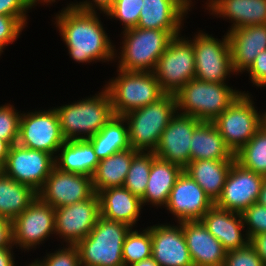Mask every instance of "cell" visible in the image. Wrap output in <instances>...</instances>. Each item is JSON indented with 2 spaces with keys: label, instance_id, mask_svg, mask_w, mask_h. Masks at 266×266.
<instances>
[{
  "label": "cell",
  "instance_id": "29",
  "mask_svg": "<svg viewBox=\"0 0 266 266\" xmlns=\"http://www.w3.org/2000/svg\"><path fill=\"white\" fill-rule=\"evenodd\" d=\"M58 153L59 156L54 157L55 167L65 172L92 177L99 163L93 145L87 139L65 141Z\"/></svg>",
  "mask_w": 266,
  "mask_h": 266
},
{
  "label": "cell",
  "instance_id": "23",
  "mask_svg": "<svg viewBox=\"0 0 266 266\" xmlns=\"http://www.w3.org/2000/svg\"><path fill=\"white\" fill-rule=\"evenodd\" d=\"M201 222L226 251L236 250L250 241L246 233H241L245 226L240 213L219 208L214 204L203 215Z\"/></svg>",
  "mask_w": 266,
  "mask_h": 266
},
{
  "label": "cell",
  "instance_id": "50",
  "mask_svg": "<svg viewBox=\"0 0 266 266\" xmlns=\"http://www.w3.org/2000/svg\"><path fill=\"white\" fill-rule=\"evenodd\" d=\"M129 266H160V265L151 257L145 260H141L140 262L131 264Z\"/></svg>",
  "mask_w": 266,
  "mask_h": 266
},
{
  "label": "cell",
  "instance_id": "11",
  "mask_svg": "<svg viewBox=\"0 0 266 266\" xmlns=\"http://www.w3.org/2000/svg\"><path fill=\"white\" fill-rule=\"evenodd\" d=\"M65 141L55 107L48 111L21 113L19 145L54 157Z\"/></svg>",
  "mask_w": 266,
  "mask_h": 266
},
{
  "label": "cell",
  "instance_id": "17",
  "mask_svg": "<svg viewBox=\"0 0 266 266\" xmlns=\"http://www.w3.org/2000/svg\"><path fill=\"white\" fill-rule=\"evenodd\" d=\"M201 122L195 117L176 113L161 134L155 156L184 169L191 161L190 139Z\"/></svg>",
  "mask_w": 266,
  "mask_h": 266
},
{
  "label": "cell",
  "instance_id": "41",
  "mask_svg": "<svg viewBox=\"0 0 266 266\" xmlns=\"http://www.w3.org/2000/svg\"><path fill=\"white\" fill-rule=\"evenodd\" d=\"M67 247L58 249L54 253L47 254L41 261L35 262L39 266H80V256L76 245H66Z\"/></svg>",
  "mask_w": 266,
  "mask_h": 266
},
{
  "label": "cell",
  "instance_id": "21",
  "mask_svg": "<svg viewBox=\"0 0 266 266\" xmlns=\"http://www.w3.org/2000/svg\"><path fill=\"white\" fill-rule=\"evenodd\" d=\"M191 0H143L138 28L180 31Z\"/></svg>",
  "mask_w": 266,
  "mask_h": 266
},
{
  "label": "cell",
  "instance_id": "32",
  "mask_svg": "<svg viewBox=\"0 0 266 266\" xmlns=\"http://www.w3.org/2000/svg\"><path fill=\"white\" fill-rule=\"evenodd\" d=\"M37 192L0 171V215L14 220L36 198Z\"/></svg>",
  "mask_w": 266,
  "mask_h": 266
},
{
  "label": "cell",
  "instance_id": "2",
  "mask_svg": "<svg viewBox=\"0 0 266 266\" xmlns=\"http://www.w3.org/2000/svg\"><path fill=\"white\" fill-rule=\"evenodd\" d=\"M176 113L175 94L165 93L155 102L123 115L130 147L137 152L154 153L161 134Z\"/></svg>",
  "mask_w": 266,
  "mask_h": 266
},
{
  "label": "cell",
  "instance_id": "20",
  "mask_svg": "<svg viewBox=\"0 0 266 266\" xmlns=\"http://www.w3.org/2000/svg\"><path fill=\"white\" fill-rule=\"evenodd\" d=\"M179 223L194 266H223L227 251L201 220Z\"/></svg>",
  "mask_w": 266,
  "mask_h": 266
},
{
  "label": "cell",
  "instance_id": "48",
  "mask_svg": "<svg viewBox=\"0 0 266 266\" xmlns=\"http://www.w3.org/2000/svg\"><path fill=\"white\" fill-rule=\"evenodd\" d=\"M9 149L10 145L6 141L0 139V169L5 166Z\"/></svg>",
  "mask_w": 266,
  "mask_h": 266
},
{
  "label": "cell",
  "instance_id": "35",
  "mask_svg": "<svg viewBox=\"0 0 266 266\" xmlns=\"http://www.w3.org/2000/svg\"><path fill=\"white\" fill-rule=\"evenodd\" d=\"M152 257V241L150 227L142 232L130 230L127 234L122 248L124 266L140 262Z\"/></svg>",
  "mask_w": 266,
  "mask_h": 266
},
{
  "label": "cell",
  "instance_id": "6",
  "mask_svg": "<svg viewBox=\"0 0 266 266\" xmlns=\"http://www.w3.org/2000/svg\"><path fill=\"white\" fill-rule=\"evenodd\" d=\"M133 229L128 224L99 217L88 236L76 246L80 264L88 266H124L123 243Z\"/></svg>",
  "mask_w": 266,
  "mask_h": 266
},
{
  "label": "cell",
  "instance_id": "44",
  "mask_svg": "<svg viewBox=\"0 0 266 266\" xmlns=\"http://www.w3.org/2000/svg\"><path fill=\"white\" fill-rule=\"evenodd\" d=\"M94 2V3H92ZM114 4V0H92V1H82V2H79V3H71L70 6L76 8L77 10H80V11H84V12H93L95 13L97 9L101 12H103L104 14L107 13L113 6ZM96 5V6H95Z\"/></svg>",
  "mask_w": 266,
  "mask_h": 266
},
{
  "label": "cell",
  "instance_id": "8",
  "mask_svg": "<svg viewBox=\"0 0 266 266\" xmlns=\"http://www.w3.org/2000/svg\"><path fill=\"white\" fill-rule=\"evenodd\" d=\"M253 104L244 91L212 122L234 155L265 123V112L258 113Z\"/></svg>",
  "mask_w": 266,
  "mask_h": 266
},
{
  "label": "cell",
  "instance_id": "40",
  "mask_svg": "<svg viewBox=\"0 0 266 266\" xmlns=\"http://www.w3.org/2000/svg\"><path fill=\"white\" fill-rule=\"evenodd\" d=\"M27 24V18L0 15V55L3 49L12 44Z\"/></svg>",
  "mask_w": 266,
  "mask_h": 266
},
{
  "label": "cell",
  "instance_id": "14",
  "mask_svg": "<svg viewBox=\"0 0 266 266\" xmlns=\"http://www.w3.org/2000/svg\"><path fill=\"white\" fill-rule=\"evenodd\" d=\"M100 216L99 197L94 193L84 201L55 208V233L66 245H77L88 236Z\"/></svg>",
  "mask_w": 266,
  "mask_h": 266
},
{
  "label": "cell",
  "instance_id": "18",
  "mask_svg": "<svg viewBox=\"0 0 266 266\" xmlns=\"http://www.w3.org/2000/svg\"><path fill=\"white\" fill-rule=\"evenodd\" d=\"M215 203L186 172H182L174 184L166 209L177 222L201 220Z\"/></svg>",
  "mask_w": 266,
  "mask_h": 266
},
{
  "label": "cell",
  "instance_id": "13",
  "mask_svg": "<svg viewBox=\"0 0 266 266\" xmlns=\"http://www.w3.org/2000/svg\"><path fill=\"white\" fill-rule=\"evenodd\" d=\"M13 245L32 249L55 234V209L37 198L12 221Z\"/></svg>",
  "mask_w": 266,
  "mask_h": 266
},
{
  "label": "cell",
  "instance_id": "31",
  "mask_svg": "<svg viewBox=\"0 0 266 266\" xmlns=\"http://www.w3.org/2000/svg\"><path fill=\"white\" fill-rule=\"evenodd\" d=\"M87 140L93 145L99 161L131 148L128 127L123 116L113 115L96 135Z\"/></svg>",
  "mask_w": 266,
  "mask_h": 266
},
{
  "label": "cell",
  "instance_id": "9",
  "mask_svg": "<svg viewBox=\"0 0 266 266\" xmlns=\"http://www.w3.org/2000/svg\"><path fill=\"white\" fill-rule=\"evenodd\" d=\"M194 48L190 40L175 36L158 59L153 73L165 93L176 94L195 78Z\"/></svg>",
  "mask_w": 266,
  "mask_h": 266
},
{
  "label": "cell",
  "instance_id": "38",
  "mask_svg": "<svg viewBox=\"0 0 266 266\" xmlns=\"http://www.w3.org/2000/svg\"><path fill=\"white\" fill-rule=\"evenodd\" d=\"M244 226H248L246 234L249 240L258 234L266 233V206L252 204L242 214Z\"/></svg>",
  "mask_w": 266,
  "mask_h": 266
},
{
  "label": "cell",
  "instance_id": "49",
  "mask_svg": "<svg viewBox=\"0 0 266 266\" xmlns=\"http://www.w3.org/2000/svg\"><path fill=\"white\" fill-rule=\"evenodd\" d=\"M257 203L260 205L266 206V177L262 183L260 194L257 199Z\"/></svg>",
  "mask_w": 266,
  "mask_h": 266
},
{
  "label": "cell",
  "instance_id": "27",
  "mask_svg": "<svg viewBox=\"0 0 266 266\" xmlns=\"http://www.w3.org/2000/svg\"><path fill=\"white\" fill-rule=\"evenodd\" d=\"M190 141L191 161L236 160L212 122L202 121L194 129Z\"/></svg>",
  "mask_w": 266,
  "mask_h": 266
},
{
  "label": "cell",
  "instance_id": "51",
  "mask_svg": "<svg viewBox=\"0 0 266 266\" xmlns=\"http://www.w3.org/2000/svg\"><path fill=\"white\" fill-rule=\"evenodd\" d=\"M24 2V4L29 8V10L33 7V6H36V4H38L39 2L43 3V5L45 3H47L48 5V2L49 4L52 3L50 0H22ZM38 2V3H37Z\"/></svg>",
  "mask_w": 266,
  "mask_h": 266
},
{
  "label": "cell",
  "instance_id": "30",
  "mask_svg": "<svg viewBox=\"0 0 266 266\" xmlns=\"http://www.w3.org/2000/svg\"><path fill=\"white\" fill-rule=\"evenodd\" d=\"M138 152L132 148L117 152L100 160L92 175L95 193L111 187H122L133 157Z\"/></svg>",
  "mask_w": 266,
  "mask_h": 266
},
{
  "label": "cell",
  "instance_id": "26",
  "mask_svg": "<svg viewBox=\"0 0 266 266\" xmlns=\"http://www.w3.org/2000/svg\"><path fill=\"white\" fill-rule=\"evenodd\" d=\"M183 171L184 169L179 165L155 157L152 161L146 191L141 198L142 205L150 202L152 206H166L170 192Z\"/></svg>",
  "mask_w": 266,
  "mask_h": 266
},
{
  "label": "cell",
  "instance_id": "45",
  "mask_svg": "<svg viewBox=\"0 0 266 266\" xmlns=\"http://www.w3.org/2000/svg\"><path fill=\"white\" fill-rule=\"evenodd\" d=\"M13 246L12 220L0 215V248Z\"/></svg>",
  "mask_w": 266,
  "mask_h": 266
},
{
  "label": "cell",
  "instance_id": "25",
  "mask_svg": "<svg viewBox=\"0 0 266 266\" xmlns=\"http://www.w3.org/2000/svg\"><path fill=\"white\" fill-rule=\"evenodd\" d=\"M211 15L233 21L229 31L249 25L266 24V0H210Z\"/></svg>",
  "mask_w": 266,
  "mask_h": 266
},
{
  "label": "cell",
  "instance_id": "37",
  "mask_svg": "<svg viewBox=\"0 0 266 266\" xmlns=\"http://www.w3.org/2000/svg\"><path fill=\"white\" fill-rule=\"evenodd\" d=\"M14 106L7 104L0 106V139L10 146L18 143L21 114Z\"/></svg>",
  "mask_w": 266,
  "mask_h": 266
},
{
  "label": "cell",
  "instance_id": "33",
  "mask_svg": "<svg viewBox=\"0 0 266 266\" xmlns=\"http://www.w3.org/2000/svg\"><path fill=\"white\" fill-rule=\"evenodd\" d=\"M235 159L244 168L266 177V123L235 154Z\"/></svg>",
  "mask_w": 266,
  "mask_h": 266
},
{
  "label": "cell",
  "instance_id": "12",
  "mask_svg": "<svg viewBox=\"0 0 266 266\" xmlns=\"http://www.w3.org/2000/svg\"><path fill=\"white\" fill-rule=\"evenodd\" d=\"M54 166L55 161L51 154L28 149L17 143L10 146L5 166L1 171L38 192Z\"/></svg>",
  "mask_w": 266,
  "mask_h": 266
},
{
  "label": "cell",
  "instance_id": "47",
  "mask_svg": "<svg viewBox=\"0 0 266 266\" xmlns=\"http://www.w3.org/2000/svg\"><path fill=\"white\" fill-rule=\"evenodd\" d=\"M12 247L0 248V266H15Z\"/></svg>",
  "mask_w": 266,
  "mask_h": 266
},
{
  "label": "cell",
  "instance_id": "52",
  "mask_svg": "<svg viewBox=\"0 0 266 266\" xmlns=\"http://www.w3.org/2000/svg\"><path fill=\"white\" fill-rule=\"evenodd\" d=\"M28 266H39L36 262H32V264H29Z\"/></svg>",
  "mask_w": 266,
  "mask_h": 266
},
{
  "label": "cell",
  "instance_id": "16",
  "mask_svg": "<svg viewBox=\"0 0 266 266\" xmlns=\"http://www.w3.org/2000/svg\"><path fill=\"white\" fill-rule=\"evenodd\" d=\"M264 179L265 176L244 168L235 160L226 177L222 194L215 205L242 214L257 202Z\"/></svg>",
  "mask_w": 266,
  "mask_h": 266
},
{
  "label": "cell",
  "instance_id": "1",
  "mask_svg": "<svg viewBox=\"0 0 266 266\" xmlns=\"http://www.w3.org/2000/svg\"><path fill=\"white\" fill-rule=\"evenodd\" d=\"M96 14L68 5L55 15L56 27L66 43L70 57L76 62H106L117 57L115 47Z\"/></svg>",
  "mask_w": 266,
  "mask_h": 266
},
{
  "label": "cell",
  "instance_id": "28",
  "mask_svg": "<svg viewBox=\"0 0 266 266\" xmlns=\"http://www.w3.org/2000/svg\"><path fill=\"white\" fill-rule=\"evenodd\" d=\"M235 160H196L184 168L215 203L221 196L226 177Z\"/></svg>",
  "mask_w": 266,
  "mask_h": 266
},
{
  "label": "cell",
  "instance_id": "42",
  "mask_svg": "<svg viewBox=\"0 0 266 266\" xmlns=\"http://www.w3.org/2000/svg\"><path fill=\"white\" fill-rule=\"evenodd\" d=\"M249 73L253 85L257 87L266 86V50L262 51L246 70Z\"/></svg>",
  "mask_w": 266,
  "mask_h": 266
},
{
  "label": "cell",
  "instance_id": "19",
  "mask_svg": "<svg viewBox=\"0 0 266 266\" xmlns=\"http://www.w3.org/2000/svg\"><path fill=\"white\" fill-rule=\"evenodd\" d=\"M177 226L159 224L150 227L152 258L160 266H194L182 226L180 223Z\"/></svg>",
  "mask_w": 266,
  "mask_h": 266
},
{
  "label": "cell",
  "instance_id": "43",
  "mask_svg": "<svg viewBox=\"0 0 266 266\" xmlns=\"http://www.w3.org/2000/svg\"><path fill=\"white\" fill-rule=\"evenodd\" d=\"M28 9L22 0H0V15L27 18Z\"/></svg>",
  "mask_w": 266,
  "mask_h": 266
},
{
  "label": "cell",
  "instance_id": "10",
  "mask_svg": "<svg viewBox=\"0 0 266 266\" xmlns=\"http://www.w3.org/2000/svg\"><path fill=\"white\" fill-rule=\"evenodd\" d=\"M190 41L194 48L195 78L211 82L225 83L234 69L228 36L218 40L207 33L198 32Z\"/></svg>",
  "mask_w": 266,
  "mask_h": 266
},
{
  "label": "cell",
  "instance_id": "34",
  "mask_svg": "<svg viewBox=\"0 0 266 266\" xmlns=\"http://www.w3.org/2000/svg\"><path fill=\"white\" fill-rule=\"evenodd\" d=\"M155 157L153 152H138L133 157L125 178L123 186L140 199L146 191L152 161Z\"/></svg>",
  "mask_w": 266,
  "mask_h": 266
},
{
  "label": "cell",
  "instance_id": "7",
  "mask_svg": "<svg viewBox=\"0 0 266 266\" xmlns=\"http://www.w3.org/2000/svg\"><path fill=\"white\" fill-rule=\"evenodd\" d=\"M117 72L118 76L105 85L116 116L149 105L165 94L153 72H129L119 68Z\"/></svg>",
  "mask_w": 266,
  "mask_h": 266
},
{
  "label": "cell",
  "instance_id": "4",
  "mask_svg": "<svg viewBox=\"0 0 266 266\" xmlns=\"http://www.w3.org/2000/svg\"><path fill=\"white\" fill-rule=\"evenodd\" d=\"M242 93L226 83H211L194 78L175 94L177 113L213 122Z\"/></svg>",
  "mask_w": 266,
  "mask_h": 266
},
{
  "label": "cell",
  "instance_id": "22",
  "mask_svg": "<svg viewBox=\"0 0 266 266\" xmlns=\"http://www.w3.org/2000/svg\"><path fill=\"white\" fill-rule=\"evenodd\" d=\"M226 34L235 74L245 72L256 57L266 50V24L240 27Z\"/></svg>",
  "mask_w": 266,
  "mask_h": 266
},
{
  "label": "cell",
  "instance_id": "46",
  "mask_svg": "<svg viewBox=\"0 0 266 266\" xmlns=\"http://www.w3.org/2000/svg\"><path fill=\"white\" fill-rule=\"evenodd\" d=\"M266 266V233L253 236L249 241Z\"/></svg>",
  "mask_w": 266,
  "mask_h": 266
},
{
  "label": "cell",
  "instance_id": "36",
  "mask_svg": "<svg viewBox=\"0 0 266 266\" xmlns=\"http://www.w3.org/2000/svg\"><path fill=\"white\" fill-rule=\"evenodd\" d=\"M143 0H114L112 8L105 14L122 21L124 30L137 27Z\"/></svg>",
  "mask_w": 266,
  "mask_h": 266
},
{
  "label": "cell",
  "instance_id": "39",
  "mask_svg": "<svg viewBox=\"0 0 266 266\" xmlns=\"http://www.w3.org/2000/svg\"><path fill=\"white\" fill-rule=\"evenodd\" d=\"M223 266H265L253 245L248 242L236 250L227 251Z\"/></svg>",
  "mask_w": 266,
  "mask_h": 266
},
{
  "label": "cell",
  "instance_id": "3",
  "mask_svg": "<svg viewBox=\"0 0 266 266\" xmlns=\"http://www.w3.org/2000/svg\"><path fill=\"white\" fill-rule=\"evenodd\" d=\"M55 110L66 141L91 138L114 115L111 98L106 88L95 96L59 106Z\"/></svg>",
  "mask_w": 266,
  "mask_h": 266
},
{
  "label": "cell",
  "instance_id": "24",
  "mask_svg": "<svg viewBox=\"0 0 266 266\" xmlns=\"http://www.w3.org/2000/svg\"><path fill=\"white\" fill-rule=\"evenodd\" d=\"M100 214L111 221H119L131 227L136 224L142 205L141 199L124 186L99 191Z\"/></svg>",
  "mask_w": 266,
  "mask_h": 266
},
{
  "label": "cell",
  "instance_id": "15",
  "mask_svg": "<svg viewBox=\"0 0 266 266\" xmlns=\"http://www.w3.org/2000/svg\"><path fill=\"white\" fill-rule=\"evenodd\" d=\"M94 193L91 176L54 166L37 195L55 209L89 199Z\"/></svg>",
  "mask_w": 266,
  "mask_h": 266
},
{
  "label": "cell",
  "instance_id": "5",
  "mask_svg": "<svg viewBox=\"0 0 266 266\" xmlns=\"http://www.w3.org/2000/svg\"><path fill=\"white\" fill-rule=\"evenodd\" d=\"M180 31L131 28L123 31V46L118 56L119 69L129 72H153L170 41ZM125 38V39H124Z\"/></svg>",
  "mask_w": 266,
  "mask_h": 266
}]
</instances>
